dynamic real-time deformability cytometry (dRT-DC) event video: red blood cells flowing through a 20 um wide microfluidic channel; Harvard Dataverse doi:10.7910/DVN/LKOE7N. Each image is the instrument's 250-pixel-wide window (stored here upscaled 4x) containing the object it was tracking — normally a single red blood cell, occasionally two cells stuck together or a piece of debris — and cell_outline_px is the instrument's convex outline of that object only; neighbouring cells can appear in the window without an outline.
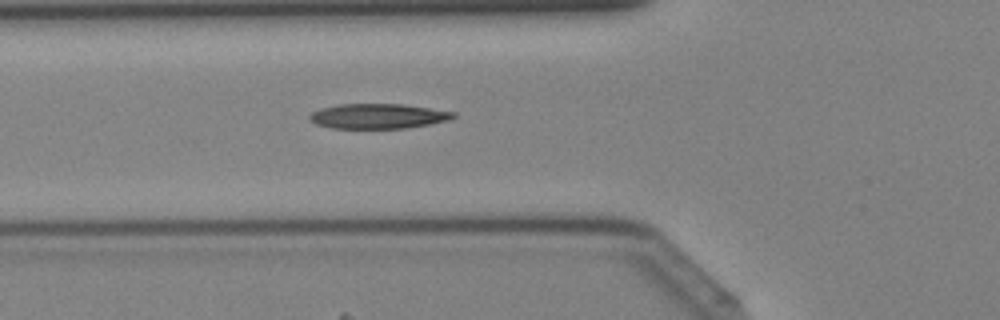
{"species": "Egyptian fruit bat (a non-hibernating species)", "species_latin": "Rousettus aegyptiacus", "temperature_condition": "cold", "stored_images_in_passage": 35, "camera_frame_rate_fps": 3000, "um_per_image_px": 0.085, "animal": {"sex": "female"}, "frame": {"image": 1, "passage_image": 8, "time_ms": 2.333, "image_size_px": [1000, 320], "cell_outline_px": [[456, 116], [448, 120], [408, 128], [332, 128], [316, 124], [308, 116], [312, 112], [320, 108], [336, 104], [404, 104], [456, 112]], "centroid_in_image_um": [32.13, 9.86], "position_along_channel_um": 93.7, "area_um2": 20.87}}
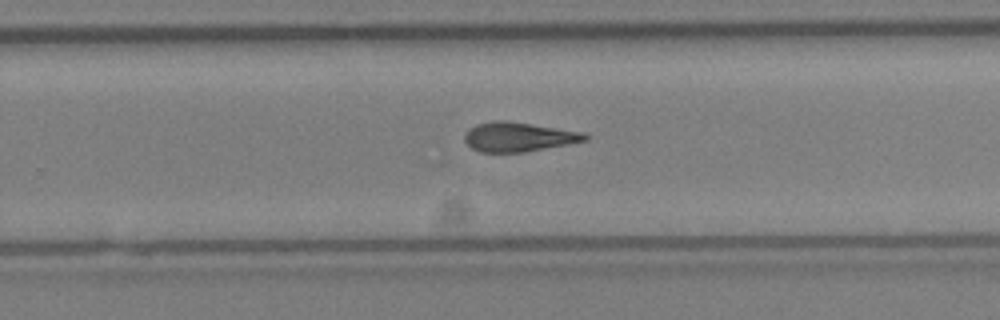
{"frame": {"image": 2, "passage_image": 20, "time_ms": 6.333, "image_size_px": [1000, 320], "cell_outline_px": [[588, 140], [568, 144], [524, 152], [480, 152], [472, 148], [464, 140], [464, 136], [468, 128], [476, 124], [496, 120], [508, 120], [584, 132], [588, 136]], "centroid_in_image_um": [44.06, 11.62], "position_along_channel_um": 285.7, "area_um2": 20.69}}
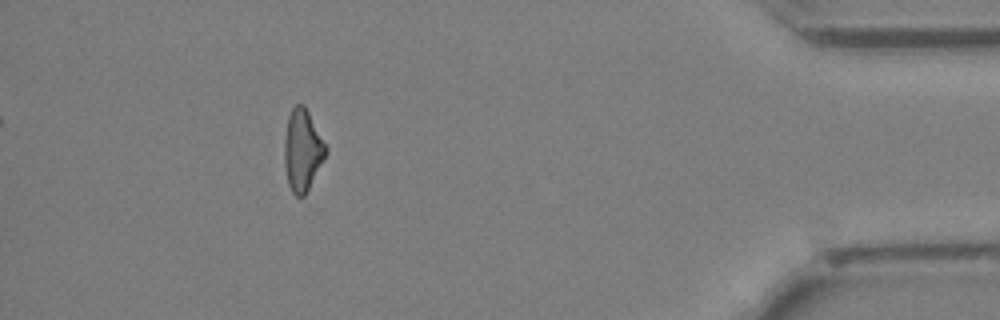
{"frame": {"image": 3, "passage_image": 31, "time_ms": 10.0, "image_size_px": [1000, 320], "cell_outline_px": [[328, 152], [304, 196], [296, 196], [292, 192], [288, 184], [284, 164], [284, 140], [288, 116], [292, 108], [296, 104], [304, 104], [328, 148]], "centroid_in_image_um": [25.7, 12.75], "position_along_channel_um": 409.5, "area_um2": 19.71}}